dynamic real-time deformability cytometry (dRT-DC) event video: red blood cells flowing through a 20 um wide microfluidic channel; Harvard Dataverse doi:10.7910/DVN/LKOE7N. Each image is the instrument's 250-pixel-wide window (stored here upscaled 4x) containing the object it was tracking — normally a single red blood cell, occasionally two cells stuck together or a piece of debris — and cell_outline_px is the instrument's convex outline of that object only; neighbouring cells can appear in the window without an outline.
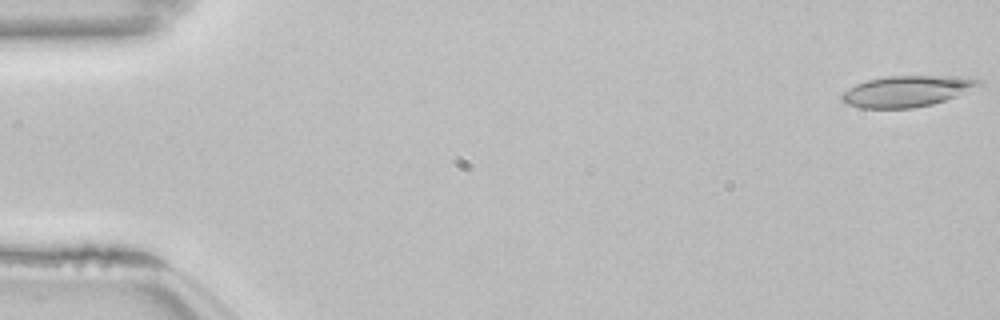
{"species": "common noctule bat (a hibernating species)", "species_latin": "Nyctalus noctula", "temperature_condition": "room temperature", "stored_images_in_passage": 53, "camera_frame_rate_fps": 3000, "um_per_image_px": 0.085, "animal": {"sex": "female", "body_mass_g": 22.7, "forearm_length_mm": 54.2}, "frame": {"image": 1, "passage_image": 1, "time_ms": 0.0, "image_size_px": [1000, 320], "cell_outline_px": [[984, 84], [956, 96], [932, 104], [912, 108], [860, 108], [848, 104], [840, 100], [840, 96], [848, 88], [856, 84], [868, 80], [884, 76], [968, 76], [984, 80]], "centroid_in_image_um": [77.13, 7.74], "position_along_channel_um": 7.9, "area_um2": 24.97}}
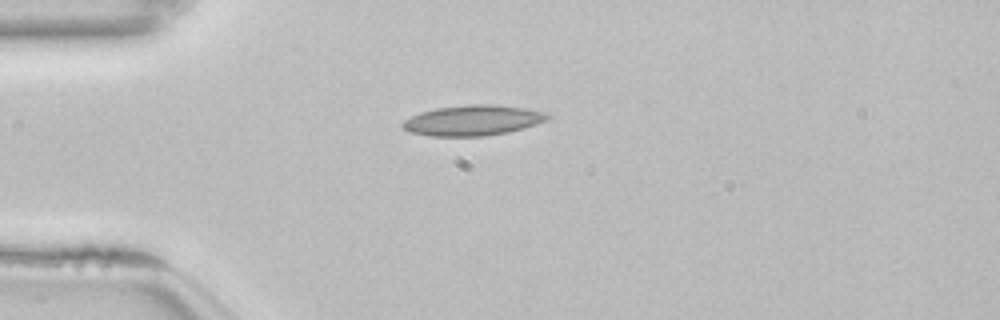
{"frame": {"image": 2, "passage_image": 14, "time_ms": 4.333, "image_size_px": [1000, 320], "cell_outline_px": [[552, 116], [548, 120], [536, 124], [508, 132], [484, 136], [428, 136], [408, 132], [400, 124], [404, 120], [420, 112], [436, 108], [472, 104], [492, 104], [524, 108], [544, 112]], "centroid_in_image_um": [40.17, 10.23], "position_along_channel_um": 44.8, "area_um2": 25.66}}
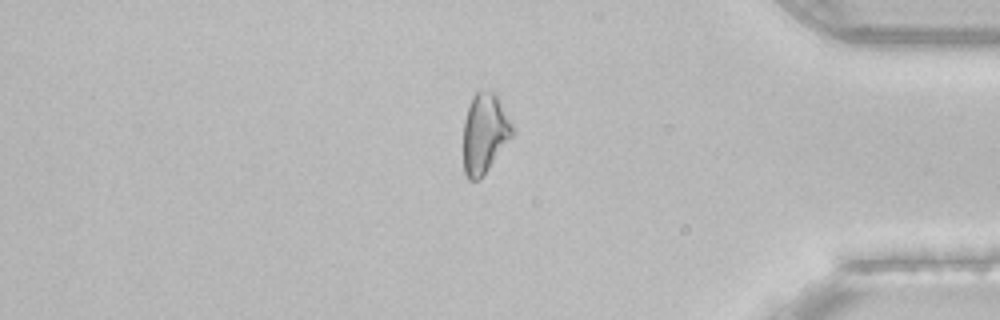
{"frame": {"image": 3, "passage_image": 45, "time_ms": 14.667, "image_size_px": [1000, 320], "cell_outline_px": [[512, 136], [484, 176], [480, 180], [468, 180], [464, 172], [464, 120], [472, 96], [480, 88], [496, 92], [512, 124]], "centroid_in_image_um": [41.18, 11.31], "position_along_channel_um": 394.0, "area_um2": 22.95}, "authors_computed_cell_mechanics": {"area_um2": 23.6402, "velocity_mm_per_s": 3.8548, "shape_relaxation_time_tau1_ms": null, "shape_relaxation_time_tau2_ms": 4.7303, "deformation_change_tau1": null, "deformation_change_tau2": 0.1356}}